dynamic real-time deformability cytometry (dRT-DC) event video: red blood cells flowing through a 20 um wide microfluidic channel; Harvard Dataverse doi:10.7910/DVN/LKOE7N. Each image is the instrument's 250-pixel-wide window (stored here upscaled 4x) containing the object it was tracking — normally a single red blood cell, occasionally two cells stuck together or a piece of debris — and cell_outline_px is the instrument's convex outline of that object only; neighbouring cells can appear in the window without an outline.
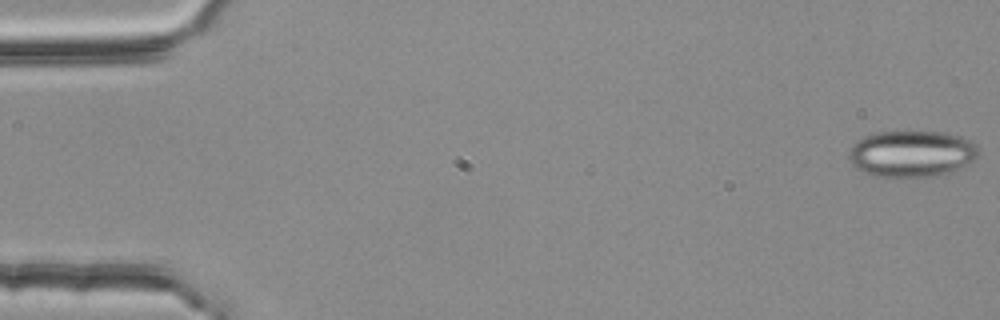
{"species": "common noctule bat (a hibernating species)", "species_latin": "Nyctalus noctula", "temperature_condition": "room temperature", "stored_images_in_passage": 52, "camera_frame_rate_fps": 3000, "um_per_image_px": 0.085, "animal": {"sex": "female", "body_mass_g": 25.1}, "frame": {"image": 1, "passage_image": 1, "time_ms": 0.0, "image_size_px": [1000, 320], "cell_outline_px": [[980, 152], [972, 160], [940, 176], [872, 176], [856, 168], [848, 160], [848, 152], [852, 144], [856, 140], [864, 136], [880, 132], [944, 132], [960, 136], [976, 144], [980, 148]], "centroid_in_image_um": [77.44, 13.05], "position_along_channel_um": 7.6, "area_um2": 34.91}}
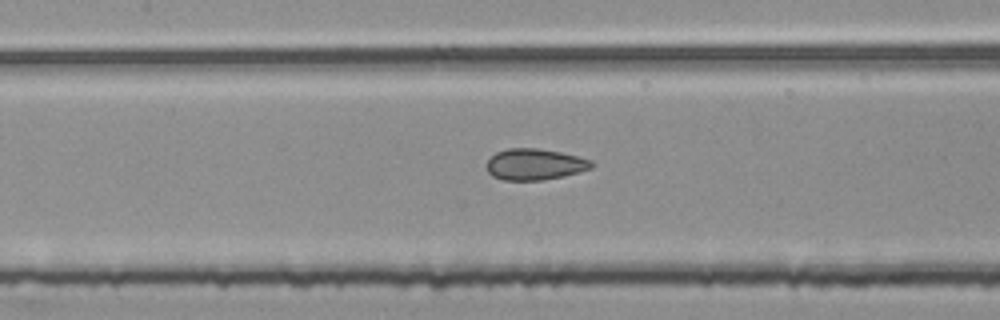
{"frame": {"image": 2, "passage_image": 25, "time_ms": 8.0, "image_size_px": [1000, 320], "cell_outline_px": [[592, 168], [580, 172], [564, 176], [544, 180], [504, 180], [492, 176], [488, 172], [484, 164], [496, 152], [508, 148], [536, 148], [560, 152], [592, 160]], "centroid_in_image_um": [45.43, 13.97], "position_along_channel_um": 162.0, "area_um2": 19.19}}
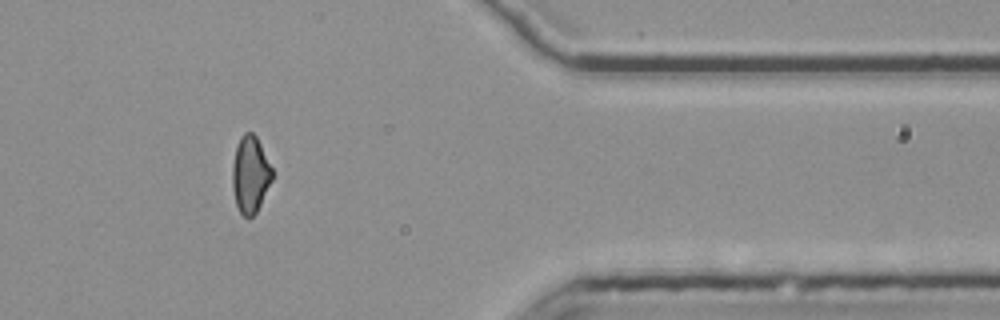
{"frame": {"image": 3, "passage_image": 45, "time_ms": 14.667, "image_size_px": [1000, 320], "cell_outline_px": [[272, 180], [256, 212], [248, 220], [240, 212], [236, 204], [232, 188], [232, 164], [236, 144], [240, 136], [244, 132], [252, 132], [256, 136], [272, 168]], "centroid_in_image_um": [21.25, 14.82], "position_along_channel_um": 390.2, "area_um2": 17.86}, "authors_computed_cell_mechanics": {"area_um2": 19.074, "velocity_mm_per_s": 3.7898, "shape_relaxation_time_tau1_ms": null, "shape_relaxation_time_tau2_ms": 1.6063, "deformation_change_tau1": null, "deformation_change_tau2": 0.0907}}